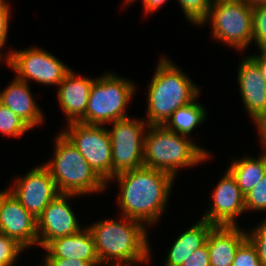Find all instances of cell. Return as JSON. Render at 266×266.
<instances>
[{"instance_id":"obj_1","label":"cell","mask_w":266,"mask_h":266,"mask_svg":"<svg viewBox=\"0 0 266 266\" xmlns=\"http://www.w3.org/2000/svg\"><path fill=\"white\" fill-rule=\"evenodd\" d=\"M121 187L122 216L151 225L164 211L174 177L161 170L141 167L116 174Z\"/></svg>"},{"instance_id":"obj_2","label":"cell","mask_w":266,"mask_h":266,"mask_svg":"<svg viewBox=\"0 0 266 266\" xmlns=\"http://www.w3.org/2000/svg\"><path fill=\"white\" fill-rule=\"evenodd\" d=\"M122 221L104 220L88 227L93 235L100 264L117 260L115 266L149 261V242L144 224L125 216Z\"/></svg>"},{"instance_id":"obj_3","label":"cell","mask_w":266,"mask_h":266,"mask_svg":"<svg viewBox=\"0 0 266 266\" xmlns=\"http://www.w3.org/2000/svg\"><path fill=\"white\" fill-rule=\"evenodd\" d=\"M170 60L162 58L149 84L147 120L149 125H164L172 113L199 95V89Z\"/></svg>"},{"instance_id":"obj_4","label":"cell","mask_w":266,"mask_h":266,"mask_svg":"<svg viewBox=\"0 0 266 266\" xmlns=\"http://www.w3.org/2000/svg\"><path fill=\"white\" fill-rule=\"evenodd\" d=\"M144 134V167L165 171L173 177L181 167H190L209 158L187 136L168 130L164 125H149Z\"/></svg>"},{"instance_id":"obj_5","label":"cell","mask_w":266,"mask_h":266,"mask_svg":"<svg viewBox=\"0 0 266 266\" xmlns=\"http://www.w3.org/2000/svg\"><path fill=\"white\" fill-rule=\"evenodd\" d=\"M54 160L44 165L59 193L83 195L102 191L107 185L90 167L77 148L60 132Z\"/></svg>"},{"instance_id":"obj_6","label":"cell","mask_w":266,"mask_h":266,"mask_svg":"<svg viewBox=\"0 0 266 266\" xmlns=\"http://www.w3.org/2000/svg\"><path fill=\"white\" fill-rule=\"evenodd\" d=\"M133 83L114 74L96 78L92 84L87 109L79 123L104 125L124 119L126 105L135 92Z\"/></svg>"},{"instance_id":"obj_7","label":"cell","mask_w":266,"mask_h":266,"mask_svg":"<svg viewBox=\"0 0 266 266\" xmlns=\"http://www.w3.org/2000/svg\"><path fill=\"white\" fill-rule=\"evenodd\" d=\"M211 20L215 39L243 50L252 41L253 8L243 0H213L205 21Z\"/></svg>"},{"instance_id":"obj_8","label":"cell","mask_w":266,"mask_h":266,"mask_svg":"<svg viewBox=\"0 0 266 266\" xmlns=\"http://www.w3.org/2000/svg\"><path fill=\"white\" fill-rule=\"evenodd\" d=\"M61 133L88 161L94 172L105 182L112 179V148L108 129L102 125L79 122L68 124Z\"/></svg>"},{"instance_id":"obj_9","label":"cell","mask_w":266,"mask_h":266,"mask_svg":"<svg viewBox=\"0 0 266 266\" xmlns=\"http://www.w3.org/2000/svg\"><path fill=\"white\" fill-rule=\"evenodd\" d=\"M108 129L112 148V178L121 172L144 166L145 127L149 124L127 117L116 120ZM144 132V133H143Z\"/></svg>"},{"instance_id":"obj_10","label":"cell","mask_w":266,"mask_h":266,"mask_svg":"<svg viewBox=\"0 0 266 266\" xmlns=\"http://www.w3.org/2000/svg\"><path fill=\"white\" fill-rule=\"evenodd\" d=\"M6 60L17 78L25 82L32 79L45 85H59L70 70L54 55L37 47L12 51Z\"/></svg>"},{"instance_id":"obj_11","label":"cell","mask_w":266,"mask_h":266,"mask_svg":"<svg viewBox=\"0 0 266 266\" xmlns=\"http://www.w3.org/2000/svg\"><path fill=\"white\" fill-rule=\"evenodd\" d=\"M10 189L21 205L38 218L49 203L60 193L48 169L43 165L19 178Z\"/></svg>"},{"instance_id":"obj_12","label":"cell","mask_w":266,"mask_h":266,"mask_svg":"<svg viewBox=\"0 0 266 266\" xmlns=\"http://www.w3.org/2000/svg\"><path fill=\"white\" fill-rule=\"evenodd\" d=\"M0 232L24 248L38 244L37 218L9 190L0 191Z\"/></svg>"},{"instance_id":"obj_13","label":"cell","mask_w":266,"mask_h":266,"mask_svg":"<svg viewBox=\"0 0 266 266\" xmlns=\"http://www.w3.org/2000/svg\"><path fill=\"white\" fill-rule=\"evenodd\" d=\"M74 195L78 196L60 193L37 218L38 244L43 248L56 238L75 234L82 229L78 225L71 206L66 201Z\"/></svg>"},{"instance_id":"obj_14","label":"cell","mask_w":266,"mask_h":266,"mask_svg":"<svg viewBox=\"0 0 266 266\" xmlns=\"http://www.w3.org/2000/svg\"><path fill=\"white\" fill-rule=\"evenodd\" d=\"M212 194V209L202 219L213 225L235 226L236 216L245 211V195L228 170Z\"/></svg>"},{"instance_id":"obj_15","label":"cell","mask_w":266,"mask_h":266,"mask_svg":"<svg viewBox=\"0 0 266 266\" xmlns=\"http://www.w3.org/2000/svg\"><path fill=\"white\" fill-rule=\"evenodd\" d=\"M238 82L244 106L258 127L266 119V81L251 57L239 65Z\"/></svg>"},{"instance_id":"obj_16","label":"cell","mask_w":266,"mask_h":266,"mask_svg":"<svg viewBox=\"0 0 266 266\" xmlns=\"http://www.w3.org/2000/svg\"><path fill=\"white\" fill-rule=\"evenodd\" d=\"M94 80L79 77L71 69L59 84L57 96L61 108L68 117V123L79 122L84 117Z\"/></svg>"},{"instance_id":"obj_17","label":"cell","mask_w":266,"mask_h":266,"mask_svg":"<svg viewBox=\"0 0 266 266\" xmlns=\"http://www.w3.org/2000/svg\"><path fill=\"white\" fill-rule=\"evenodd\" d=\"M238 226L215 225L206 240L211 266H232L236 251L247 239Z\"/></svg>"},{"instance_id":"obj_18","label":"cell","mask_w":266,"mask_h":266,"mask_svg":"<svg viewBox=\"0 0 266 266\" xmlns=\"http://www.w3.org/2000/svg\"><path fill=\"white\" fill-rule=\"evenodd\" d=\"M44 248L48 251L45 258H71L86 262H100L89 228L69 236L56 238Z\"/></svg>"},{"instance_id":"obj_19","label":"cell","mask_w":266,"mask_h":266,"mask_svg":"<svg viewBox=\"0 0 266 266\" xmlns=\"http://www.w3.org/2000/svg\"><path fill=\"white\" fill-rule=\"evenodd\" d=\"M17 77L0 93V103L19 116L31 129L42 122L43 115L28 88Z\"/></svg>"},{"instance_id":"obj_20","label":"cell","mask_w":266,"mask_h":266,"mask_svg":"<svg viewBox=\"0 0 266 266\" xmlns=\"http://www.w3.org/2000/svg\"><path fill=\"white\" fill-rule=\"evenodd\" d=\"M214 226L201 219L197 224L195 223L190 229L180 234L168 253L165 266H181L188 256L206 244L208 235Z\"/></svg>"},{"instance_id":"obj_21","label":"cell","mask_w":266,"mask_h":266,"mask_svg":"<svg viewBox=\"0 0 266 266\" xmlns=\"http://www.w3.org/2000/svg\"><path fill=\"white\" fill-rule=\"evenodd\" d=\"M228 171L235 178L242 193L246 195L266 173V152L258 159L244 157L239 161L234 160Z\"/></svg>"},{"instance_id":"obj_22","label":"cell","mask_w":266,"mask_h":266,"mask_svg":"<svg viewBox=\"0 0 266 266\" xmlns=\"http://www.w3.org/2000/svg\"><path fill=\"white\" fill-rule=\"evenodd\" d=\"M195 100L196 98L175 110L164 126L170 131L188 137L190 132L206 118L205 108L194 102Z\"/></svg>"},{"instance_id":"obj_23","label":"cell","mask_w":266,"mask_h":266,"mask_svg":"<svg viewBox=\"0 0 266 266\" xmlns=\"http://www.w3.org/2000/svg\"><path fill=\"white\" fill-rule=\"evenodd\" d=\"M31 129L17 114L0 103V133L19 137Z\"/></svg>"},{"instance_id":"obj_24","label":"cell","mask_w":266,"mask_h":266,"mask_svg":"<svg viewBox=\"0 0 266 266\" xmlns=\"http://www.w3.org/2000/svg\"><path fill=\"white\" fill-rule=\"evenodd\" d=\"M213 0H179L187 19L201 25L207 18Z\"/></svg>"},{"instance_id":"obj_25","label":"cell","mask_w":266,"mask_h":266,"mask_svg":"<svg viewBox=\"0 0 266 266\" xmlns=\"http://www.w3.org/2000/svg\"><path fill=\"white\" fill-rule=\"evenodd\" d=\"M252 40L261 50H266V4L253 8Z\"/></svg>"},{"instance_id":"obj_26","label":"cell","mask_w":266,"mask_h":266,"mask_svg":"<svg viewBox=\"0 0 266 266\" xmlns=\"http://www.w3.org/2000/svg\"><path fill=\"white\" fill-rule=\"evenodd\" d=\"M23 249L16 240L0 232V265L12 266Z\"/></svg>"},{"instance_id":"obj_27","label":"cell","mask_w":266,"mask_h":266,"mask_svg":"<svg viewBox=\"0 0 266 266\" xmlns=\"http://www.w3.org/2000/svg\"><path fill=\"white\" fill-rule=\"evenodd\" d=\"M245 210H266V173L261 181L245 195Z\"/></svg>"},{"instance_id":"obj_28","label":"cell","mask_w":266,"mask_h":266,"mask_svg":"<svg viewBox=\"0 0 266 266\" xmlns=\"http://www.w3.org/2000/svg\"><path fill=\"white\" fill-rule=\"evenodd\" d=\"M232 266H262L255 247L248 239L236 251Z\"/></svg>"},{"instance_id":"obj_29","label":"cell","mask_w":266,"mask_h":266,"mask_svg":"<svg viewBox=\"0 0 266 266\" xmlns=\"http://www.w3.org/2000/svg\"><path fill=\"white\" fill-rule=\"evenodd\" d=\"M246 237L255 247L261 265L266 266V220L250 234H246Z\"/></svg>"},{"instance_id":"obj_30","label":"cell","mask_w":266,"mask_h":266,"mask_svg":"<svg viewBox=\"0 0 266 266\" xmlns=\"http://www.w3.org/2000/svg\"><path fill=\"white\" fill-rule=\"evenodd\" d=\"M181 266H211L207 244L197 249L185 259Z\"/></svg>"},{"instance_id":"obj_31","label":"cell","mask_w":266,"mask_h":266,"mask_svg":"<svg viewBox=\"0 0 266 266\" xmlns=\"http://www.w3.org/2000/svg\"><path fill=\"white\" fill-rule=\"evenodd\" d=\"M9 6L5 0H0V50L4 47L9 26ZM3 46V47H2ZM0 53V58H1Z\"/></svg>"},{"instance_id":"obj_32","label":"cell","mask_w":266,"mask_h":266,"mask_svg":"<svg viewBox=\"0 0 266 266\" xmlns=\"http://www.w3.org/2000/svg\"><path fill=\"white\" fill-rule=\"evenodd\" d=\"M46 266H99L100 262H86L71 258H45Z\"/></svg>"},{"instance_id":"obj_33","label":"cell","mask_w":266,"mask_h":266,"mask_svg":"<svg viewBox=\"0 0 266 266\" xmlns=\"http://www.w3.org/2000/svg\"><path fill=\"white\" fill-rule=\"evenodd\" d=\"M258 65L263 79L266 81V50H261V55L250 56Z\"/></svg>"},{"instance_id":"obj_34","label":"cell","mask_w":266,"mask_h":266,"mask_svg":"<svg viewBox=\"0 0 266 266\" xmlns=\"http://www.w3.org/2000/svg\"><path fill=\"white\" fill-rule=\"evenodd\" d=\"M132 1L134 0H126L125 3H129ZM142 2L146 12L150 13L160 8L162 4L166 2V0H143Z\"/></svg>"},{"instance_id":"obj_35","label":"cell","mask_w":266,"mask_h":266,"mask_svg":"<svg viewBox=\"0 0 266 266\" xmlns=\"http://www.w3.org/2000/svg\"><path fill=\"white\" fill-rule=\"evenodd\" d=\"M257 128L259 131L261 144L264 146L266 151V119Z\"/></svg>"},{"instance_id":"obj_36","label":"cell","mask_w":266,"mask_h":266,"mask_svg":"<svg viewBox=\"0 0 266 266\" xmlns=\"http://www.w3.org/2000/svg\"><path fill=\"white\" fill-rule=\"evenodd\" d=\"M251 8L266 4V0H243Z\"/></svg>"}]
</instances>
